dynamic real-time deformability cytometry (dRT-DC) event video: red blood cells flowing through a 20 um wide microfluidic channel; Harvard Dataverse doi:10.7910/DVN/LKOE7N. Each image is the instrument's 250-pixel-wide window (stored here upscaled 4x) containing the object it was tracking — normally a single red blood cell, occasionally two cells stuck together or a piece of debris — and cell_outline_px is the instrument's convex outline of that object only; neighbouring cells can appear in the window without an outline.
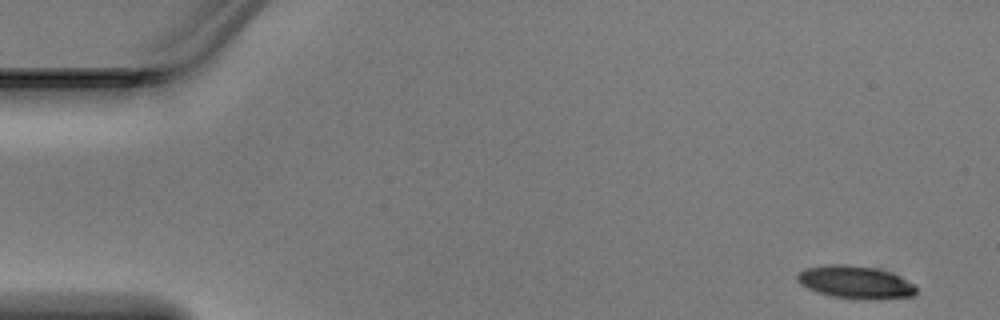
{"species": "Egyptian fruit bat (a non-hibernating species)", "species_latin": "Rousettus aegyptiacus", "temperature_condition": "warm", "stored_images_in_passage": 4, "camera_frame_rate_fps": 3000, "um_per_image_px": 0.085, "animal": {"sex": "male"}, "frame": {"image": 1, "passage_image": 1, "time_ms": 0.0, "image_size_px": [1000, 320], "cell_outline_px": [[916, 292], [912, 296], [872, 300], [832, 296], [816, 292], [800, 284], [796, 280], [796, 276], [804, 268], [828, 264], [848, 264], [876, 268], [892, 272], [916, 284]], "centroid_in_image_um": [72.72, 23.98], "position_along_channel_um": 12.3, "area_um2": 22.95}}
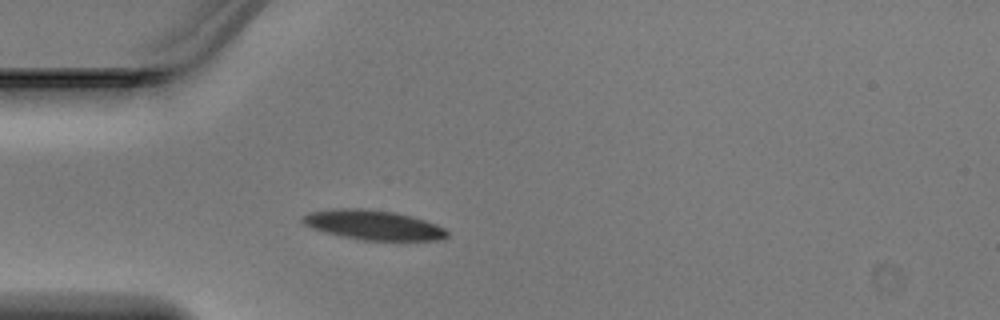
{"frame": {"image": 2, "passage_image": 4, "time_ms": 1.0, "image_size_px": [1000, 320], "cell_outline_px": [[448, 236], [440, 240], [364, 240], [340, 236], [324, 232], [312, 228], [304, 224], [300, 220], [308, 212], [336, 208], [364, 208], [396, 212], [412, 216], [436, 224], [444, 228], [448, 232]], "centroid_in_image_um": [31.72, 19.11], "position_along_channel_um": 53.3, "area_um2": 25.09}}